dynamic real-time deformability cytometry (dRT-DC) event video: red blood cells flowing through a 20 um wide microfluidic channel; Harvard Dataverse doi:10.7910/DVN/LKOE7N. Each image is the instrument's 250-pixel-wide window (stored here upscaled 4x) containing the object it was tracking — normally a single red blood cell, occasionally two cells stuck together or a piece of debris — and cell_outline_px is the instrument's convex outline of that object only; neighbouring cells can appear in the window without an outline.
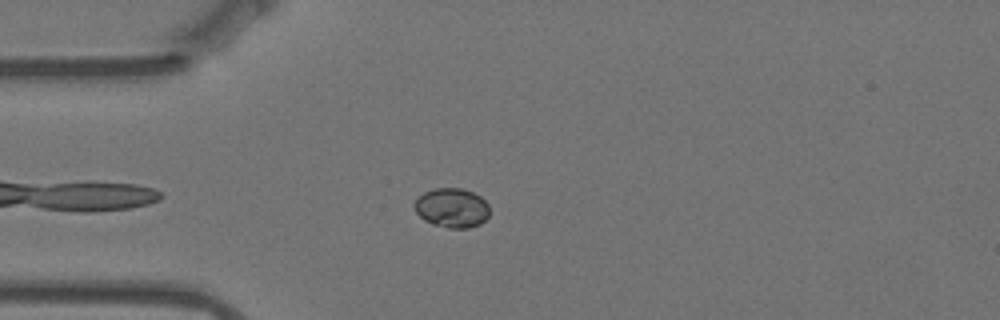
{"species": "Egyptian fruit bat (a non-hibernating species)", "species_latin": "Rousettus aegyptiacus", "temperature_condition": "warm", "stored_images_in_passage": 50, "camera_frame_rate_fps": 3000, "um_per_image_px": 0.085, "animal": {"sex": "female"}, "frame": {"image": 1, "passage_image": 7, "time_ms": 2.0, "image_size_px": [1000, 320], "cell_outline_px": [[488, 216], [480, 224], [468, 228], [448, 228], [432, 224], [424, 220], [416, 212], [412, 204], [424, 192], [432, 188], [460, 188], [472, 192], [480, 196], [488, 204]], "centroid_in_image_um": [38.39, 17.67], "position_along_channel_um": 46.6, "area_um2": 17.28}}
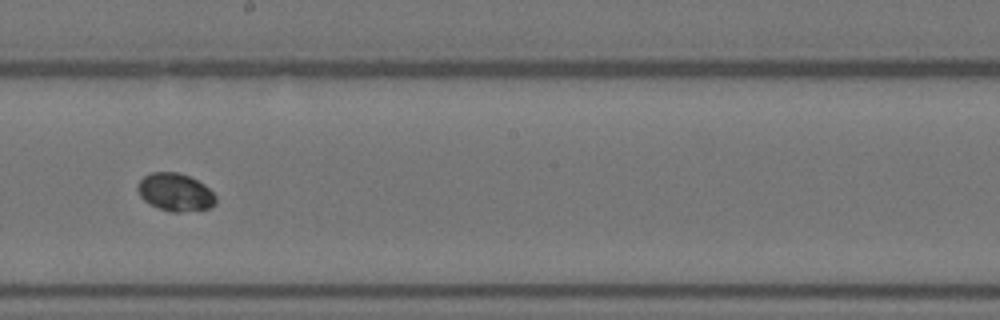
{"frame": {"image": 2, "passage_image": 24, "time_ms": 7.667, "image_size_px": [1000, 320], "cell_outline_px": [[216, 204], [208, 208], [180, 212], [172, 212], [148, 204], [140, 196], [136, 188], [140, 180], [144, 176], [152, 172], [176, 172], [188, 176], [204, 184], [216, 196]], "centroid_in_image_um": [14.88, 16.34], "position_along_channel_um": 233.3, "area_um2": 17.11}}
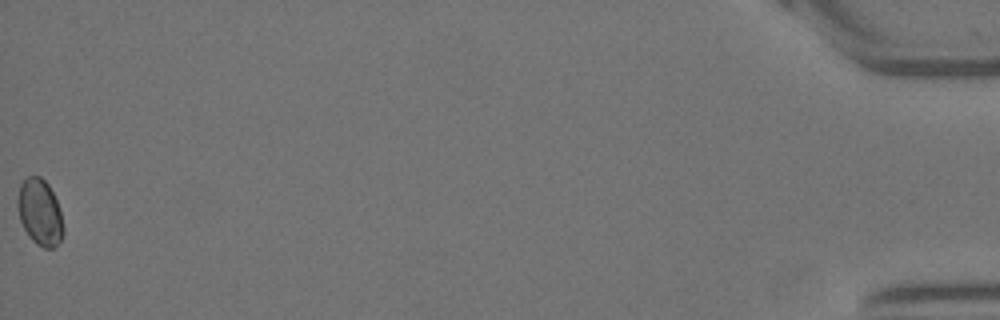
{"frame": {"image": 3, "passage_image": 50, "time_ms": 16.333, "image_size_px": [1000, 320], "cell_outline_px": [[64, 232], [60, 240], [52, 248], [44, 248], [36, 244], [28, 236], [20, 220], [16, 204], [16, 200], [20, 184], [28, 176], [40, 176], [48, 184], [60, 208], [64, 228]], "centroid_in_image_um": [3.37, 18.04], "position_along_channel_um": 431.8, "area_um2": 17.74}, "authors_computed_cell_mechanics": {"area_um2": 17.3689, "velocity_mm_per_s": 3.5006, "shape_relaxation_time_tau1_ms": null, "shape_relaxation_time_tau2_ms": 6.6093, "deformation_change_tau1": null, "deformation_change_tau2": 0.0204}}